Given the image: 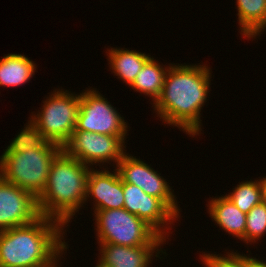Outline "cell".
Here are the masks:
<instances>
[{
	"label": "cell",
	"instance_id": "cell-6",
	"mask_svg": "<svg viewBox=\"0 0 266 267\" xmlns=\"http://www.w3.org/2000/svg\"><path fill=\"white\" fill-rule=\"evenodd\" d=\"M96 234L100 244L129 247L160 246L165 237L160 236L143 219L124 208L95 210Z\"/></svg>",
	"mask_w": 266,
	"mask_h": 267
},
{
	"label": "cell",
	"instance_id": "cell-9",
	"mask_svg": "<svg viewBox=\"0 0 266 267\" xmlns=\"http://www.w3.org/2000/svg\"><path fill=\"white\" fill-rule=\"evenodd\" d=\"M125 154L116 167L123 182L140 187L146 194L160 198L177 216L179 210L170 186L148 164Z\"/></svg>",
	"mask_w": 266,
	"mask_h": 267
},
{
	"label": "cell",
	"instance_id": "cell-24",
	"mask_svg": "<svg viewBox=\"0 0 266 267\" xmlns=\"http://www.w3.org/2000/svg\"><path fill=\"white\" fill-rule=\"evenodd\" d=\"M95 267H104V266H101V265L98 263Z\"/></svg>",
	"mask_w": 266,
	"mask_h": 267
},
{
	"label": "cell",
	"instance_id": "cell-20",
	"mask_svg": "<svg viewBox=\"0 0 266 267\" xmlns=\"http://www.w3.org/2000/svg\"><path fill=\"white\" fill-rule=\"evenodd\" d=\"M264 233H266V203L262 201L246 214L245 239L243 241L249 243L254 240L255 242L262 235L264 236Z\"/></svg>",
	"mask_w": 266,
	"mask_h": 267
},
{
	"label": "cell",
	"instance_id": "cell-21",
	"mask_svg": "<svg viewBox=\"0 0 266 267\" xmlns=\"http://www.w3.org/2000/svg\"><path fill=\"white\" fill-rule=\"evenodd\" d=\"M201 258L206 267H246L247 265V256L236 252H232L225 257L205 253Z\"/></svg>",
	"mask_w": 266,
	"mask_h": 267
},
{
	"label": "cell",
	"instance_id": "cell-17",
	"mask_svg": "<svg viewBox=\"0 0 266 267\" xmlns=\"http://www.w3.org/2000/svg\"><path fill=\"white\" fill-rule=\"evenodd\" d=\"M238 20L244 37L253 38L266 27V0H237Z\"/></svg>",
	"mask_w": 266,
	"mask_h": 267
},
{
	"label": "cell",
	"instance_id": "cell-18",
	"mask_svg": "<svg viewBox=\"0 0 266 267\" xmlns=\"http://www.w3.org/2000/svg\"><path fill=\"white\" fill-rule=\"evenodd\" d=\"M169 67H161L154 58H150L138 72L130 85L136 91L149 95L153 102L160 97Z\"/></svg>",
	"mask_w": 266,
	"mask_h": 267
},
{
	"label": "cell",
	"instance_id": "cell-3",
	"mask_svg": "<svg viewBox=\"0 0 266 267\" xmlns=\"http://www.w3.org/2000/svg\"><path fill=\"white\" fill-rule=\"evenodd\" d=\"M59 145L30 135L23 129L0 157V176L39 198L48 181Z\"/></svg>",
	"mask_w": 266,
	"mask_h": 267
},
{
	"label": "cell",
	"instance_id": "cell-22",
	"mask_svg": "<svg viewBox=\"0 0 266 267\" xmlns=\"http://www.w3.org/2000/svg\"><path fill=\"white\" fill-rule=\"evenodd\" d=\"M246 267H266V263L265 262H261L256 258H250L247 257V265Z\"/></svg>",
	"mask_w": 266,
	"mask_h": 267
},
{
	"label": "cell",
	"instance_id": "cell-19",
	"mask_svg": "<svg viewBox=\"0 0 266 267\" xmlns=\"http://www.w3.org/2000/svg\"><path fill=\"white\" fill-rule=\"evenodd\" d=\"M241 212L247 214L263 201L261 180L241 182L232 193L225 195Z\"/></svg>",
	"mask_w": 266,
	"mask_h": 267
},
{
	"label": "cell",
	"instance_id": "cell-10",
	"mask_svg": "<svg viewBox=\"0 0 266 267\" xmlns=\"http://www.w3.org/2000/svg\"><path fill=\"white\" fill-rule=\"evenodd\" d=\"M39 217L37 198L0 176V231L31 224Z\"/></svg>",
	"mask_w": 266,
	"mask_h": 267
},
{
	"label": "cell",
	"instance_id": "cell-5",
	"mask_svg": "<svg viewBox=\"0 0 266 267\" xmlns=\"http://www.w3.org/2000/svg\"><path fill=\"white\" fill-rule=\"evenodd\" d=\"M49 97L43 102L42 111L28 121L25 130L33 137L63 147L75 130L80 95L70 94L67 90H55Z\"/></svg>",
	"mask_w": 266,
	"mask_h": 267
},
{
	"label": "cell",
	"instance_id": "cell-1",
	"mask_svg": "<svg viewBox=\"0 0 266 267\" xmlns=\"http://www.w3.org/2000/svg\"><path fill=\"white\" fill-rule=\"evenodd\" d=\"M210 74L205 65H170L162 93L153 103L160 119L191 136L199 135L200 111L207 99Z\"/></svg>",
	"mask_w": 266,
	"mask_h": 267
},
{
	"label": "cell",
	"instance_id": "cell-13",
	"mask_svg": "<svg viewBox=\"0 0 266 267\" xmlns=\"http://www.w3.org/2000/svg\"><path fill=\"white\" fill-rule=\"evenodd\" d=\"M101 258L99 264L104 267H147L151 261V256L156 252V257L160 250L158 246H137L129 247L116 244H100ZM157 247V248H156ZM156 250V251H155Z\"/></svg>",
	"mask_w": 266,
	"mask_h": 267
},
{
	"label": "cell",
	"instance_id": "cell-8",
	"mask_svg": "<svg viewBox=\"0 0 266 267\" xmlns=\"http://www.w3.org/2000/svg\"><path fill=\"white\" fill-rule=\"evenodd\" d=\"M75 130L111 136H125L127 124L96 90L80 94V107Z\"/></svg>",
	"mask_w": 266,
	"mask_h": 267
},
{
	"label": "cell",
	"instance_id": "cell-2",
	"mask_svg": "<svg viewBox=\"0 0 266 267\" xmlns=\"http://www.w3.org/2000/svg\"><path fill=\"white\" fill-rule=\"evenodd\" d=\"M62 227L58 220L40 216L31 224L0 231V267H55L67 249L60 240Z\"/></svg>",
	"mask_w": 266,
	"mask_h": 267
},
{
	"label": "cell",
	"instance_id": "cell-23",
	"mask_svg": "<svg viewBox=\"0 0 266 267\" xmlns=\"http://www.w3.org/2000/svg\"><path fill=\"white\" fill-rule=\"evenodd\" d=\"M261 185L263 190V201L266 203V178L261 179Z\"/></svg>",
	"mask_w": 266,
	"mask_h": 267
},
{
	"label": "cell",
	"instance_id": "cell-7",
	"mask_svg": "<svg viewBox=\"0 0 266 267\" xmlns=\"http://www.w3.org/2000/svg\"><path fill=\"white\" fill-rule=\"evenodd\" d=\"M125 136H111L74 130L69 141L62 147V150L70 157L76 158L83 164L93 165L114 161L116 166L124 157Z\"/></svg>",
	"mask_w": 266,
	"mask_h": 267
},
{
	"label": "cell",
	"instance_id": "cell-4",
	"mask_svg": "<svg viewBox=\"0 0 266 267\" xmlns=\"http://www.w3.org/2000/svg\"><path fill=\"white\" fill-rule=\"evenodd\" d=\"M89 165L68 156L63 150L51 163L48 181L37 199L40 216L66 225L85 201Z\"/></svg>",
	"mask_w": 266,
	"mask_h": 267
},
{
	"label": "cell",
	"instance_id": "cell-11",
	"mask_svg": "<svg viewBox=\"0 0 266 267\" xmlns=\"http://www.w3.org/2000/svg\"><path fill=\"white\" fill-rule=\"evenodd\" d=\"M123 192V208L143 219L160 236L166 238L162 227L168 221L171 225V220L174 221L178 216L160 198L146 194L136 185L123 182Z\"/></svg>",
	"mask_w": 266,
	"mask_h": 267
},
{
	"label": "cell",
	"instance_id": "cell-15",
	"mask_svg": "<svg viewBox=\"0 0 266 267\" xmlns=\"http://www.w3.org/2000/svg\"><path fill=\"white\" fill-rule=\"evenodd\" d=\"M108 54L113 72L126 84L128 83L129 86L133 83L144 64L151 58L149 55L141 52L120 48H112Z\"/></svg>",
	"mask_w": 266,
	"mask_h": 267
},
{
	"label": "cell",
	"instance_id": "cell-16",
	"mask_svg": "<svg viewBox=\"0 0 266 267\" xmlns=\"http://www.w3.org/2000/svg\"><path fill=\"white\" fill-rule=\"evenodd\" d=\"M36 65L21 54H8L0 60V86H19L34 75Z\"/></svg>",
	"mask_w": 266,
	"mask_h": 267
},
{
	"label": "cell",
	"instance_id": "cell-14",
	"mask_svg": "<svg viewBox=\"0 0 266 267\" xmlns=\"http://www.w3.org/2000/svg\"><path fill=\"white\" fill-rule=\"evenodd\" d=\"M209 214L220 228L222 227L238 239H245L246 214L241 212L226 196L210 201Z\"/></svg>",
	"mask_w": 266,
	"mask_h": 267
},
{
	"label": "cell",
	"instance_id": "cell-12",
	"mask_svg": "<svg viewBox=\"0 0 266 267\" xmlns=\"http://www.w3.org/2000/svg\"><path fill=\"white\" fill-rule=\"evenodd\" d=\"M86 200L93 196L95 210L119 209L124 205L123 181L115 170L94 171L90 168L87 178Z\"/></svg>",
	"mask_w": 266,
	"mask_h": 267
}]
</instances>
